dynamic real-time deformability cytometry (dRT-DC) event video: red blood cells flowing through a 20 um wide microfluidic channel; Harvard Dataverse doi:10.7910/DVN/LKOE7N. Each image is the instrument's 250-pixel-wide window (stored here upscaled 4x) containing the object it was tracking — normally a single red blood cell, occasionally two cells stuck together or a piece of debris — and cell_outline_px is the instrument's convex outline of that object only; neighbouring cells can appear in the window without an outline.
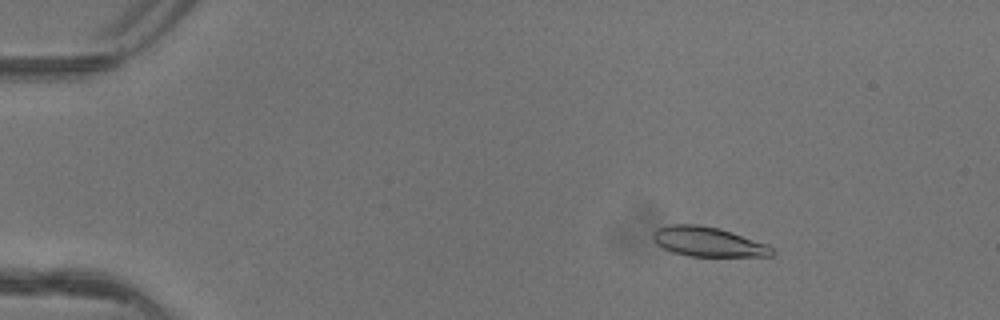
{"species": "common noctule bat (a hibernating species)", "species_latin": "Nyctalus noctula", "temperature_condition": "warm", "stored_images_in_passage": 3, "camera_frame_rate_fps": 3000, "um_per_image_px": 0.085, "animal": {"sex": "female"}, "frame": {"image": 1, "passage_image": 1, "time_ms": 0.0, "image_size_px": [1000, 320], "cell_outline_px": [[776, 252], [772, 256], [688, 256], [672, 252], [656, 244], [652, 236], [652, 232], [656, 228], [668, 224], [700, 224], [720, 228], [768, 244]], "centroid_in_image_um": [60.17, 20.54], "position_along_channel_um": 24.8, "area_um2": 20.81}}